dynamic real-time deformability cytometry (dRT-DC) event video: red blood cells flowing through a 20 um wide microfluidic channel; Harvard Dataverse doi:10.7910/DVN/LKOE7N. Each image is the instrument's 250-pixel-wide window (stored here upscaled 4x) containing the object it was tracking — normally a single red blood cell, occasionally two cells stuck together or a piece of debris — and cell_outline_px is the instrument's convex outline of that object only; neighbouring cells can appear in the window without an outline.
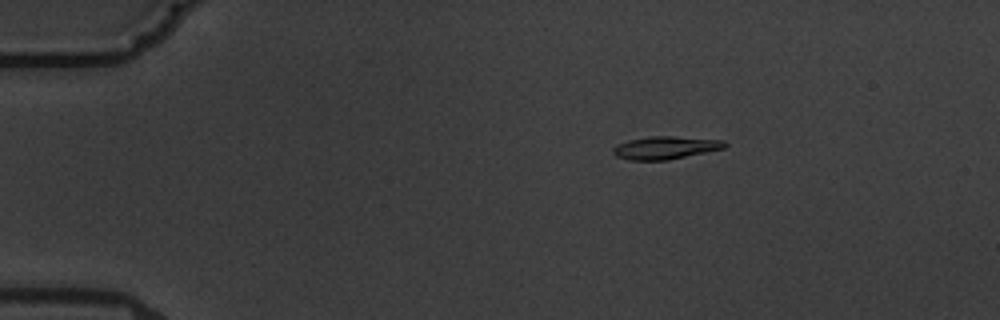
{"species": "common noctule bat (a hibernating species)", "species_latin": "Nyctalus noctula", "temperature_condition": "warm", "stored_images_in_passage": 6, "camera_frame_rate_fps": 3000, "um_per_image_px": 0.085, "animal": {"sex": "male", "body_mass_g": 19.5, "forearm_length_mm": 54.6}, "frame": {"image": 1, "passage_image": 6, "time_ms": 7.0, "image_size_px": [1000, 320], "cell_outline_px": [[728, 144], [724, 148], [668, 160], [628, 160], [616, 156], [612, 152], [612, 148], [616, 144], [628, 140], [652, 136], [672, 136], [724, 140]], "centroid_in_image_um": [56.53, 12.55], "position_along_channel_um": 28.5, "area_um2": 14.85}}